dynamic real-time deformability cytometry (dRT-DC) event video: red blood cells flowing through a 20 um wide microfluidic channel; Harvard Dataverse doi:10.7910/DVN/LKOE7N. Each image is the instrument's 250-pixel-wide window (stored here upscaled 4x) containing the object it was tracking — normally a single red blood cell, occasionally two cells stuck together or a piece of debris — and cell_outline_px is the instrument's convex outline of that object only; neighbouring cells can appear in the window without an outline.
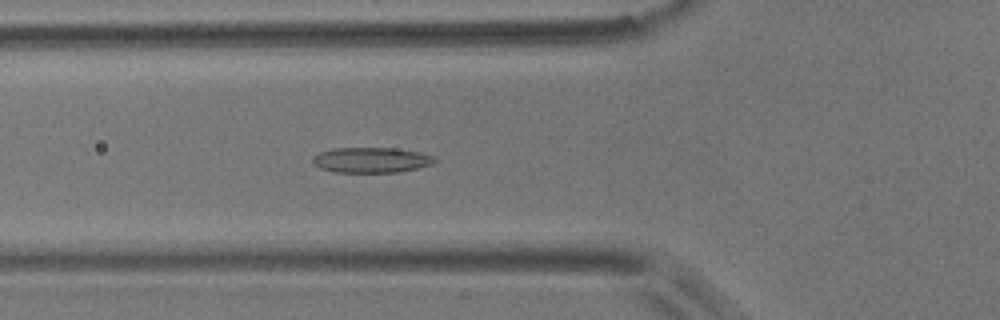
{"species": "common noctule bat (a hibernating species)", "species_latin": "Nyctalus noctula", "temperature_condition": "room temperature", "stored_images_in_passage": 42, "camera_frame_rate_fps": 3000, "um_per_image_px": 0.085, "animal": {"sex": "male", "body_mass_g": 17.9}, "frame": {"image": 1, "passage_image": 6, "time_ms": 1.667, "image_size_px": [1000, 320], "cell_outline_px": [[436, 160], [428, 164], [416, 168], [396, 172], [336, 172], [320, 168], [312, 160], [320, 152], [336, 148], [392, 148], [416, 152], [432, 156]], "centroid_in_image_um": [31.51, 13.6], "position_along_channel_um": 94.3, "area_um2": 17.4}}
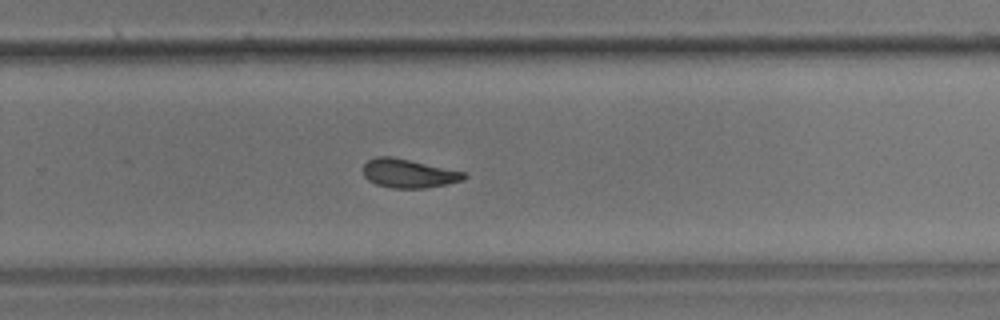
{"frame": {"image": 2, "passage_image": 23, "time_ms": 7.333, "image_size_px": [1000, 320], "cell_outline_px": [[468, 176], [460, 180], [444, 184], [424, 188], [392, 188], [376, 184], [368, 180], [364, 176], [364, 164], [368, 160], [376, 156], [388, 156], [408, 160], [464, 172]], "centroid_in_image_um": [34.67, 14.74], "position_along_channel_um": 295.1, "area_um2": 16.47}}
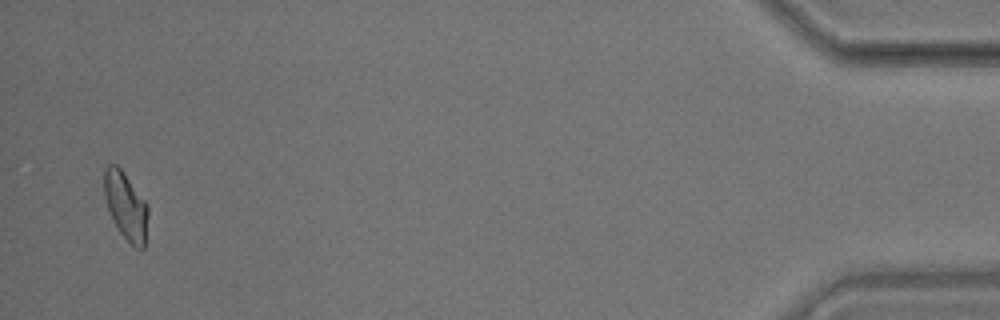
{"frame": {"image": 3, "passage_image": 41, "time_ms": 13.333, "image_size_px": [1000, 320], "cell_outline_px": [[148, 216], [144, 248], [136, 248], [120, 232], [108, 208], [104, 196], [104, 168], [108, 164], [116, 164], [120, 168], [148, 204]], "centroid_in_image_um": [10.7, 17.47], "position_along_channel_um": 424.5, "area_um2": 16.99}, "authors_computed_cell_mechanics": {"area_um2": 16.8776, "velocity_mm_per_s": 3.5456, "shape_relaxation_time_tau1_ms": null, "shape_relaxation_time_tau2_ms": 2.9194, "deformation_change_tau1": null, "deformation_change_tau2": 0.0857}}